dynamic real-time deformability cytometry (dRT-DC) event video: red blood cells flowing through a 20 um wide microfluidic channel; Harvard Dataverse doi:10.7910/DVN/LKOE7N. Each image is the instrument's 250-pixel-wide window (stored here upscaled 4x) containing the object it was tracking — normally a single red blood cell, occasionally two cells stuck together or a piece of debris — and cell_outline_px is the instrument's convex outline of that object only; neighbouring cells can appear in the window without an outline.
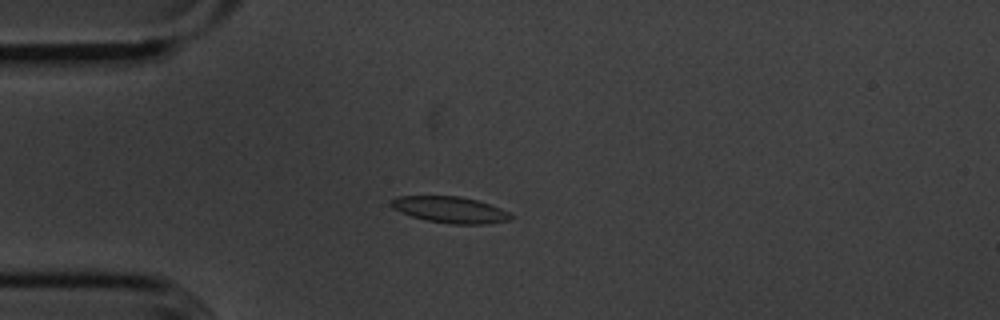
{"species": "common noctule bat (a hibernating species)", "species_latin": "Nyctalus noctula", "temperature_condition": "cold", "stored_images_in_passage": 45, "camera_frame_rate_fps": 3000, "um_per_image_px": 0.085, "animal": {"sex": "male", "body_mass_g": 20.1, "forearm_length_mm": 53.5}, "frame": {"image": 1, "passage_image": 4, "time_ms": 1.0, "image_size_px": [1000, 320], "cell_outline_px": [[512, 220], [484, 224], [452, 224], [428, 220], [412, 216], [400, 212], [392, 208], [388, 204], [396, 196], [460, 196], [476, 200], [500, 208], [508, 212], [512, 216]], "centroid_in_image_um": [38.24, 17.82], "position_along_channel_um": 46.8, "area_um2": 18.26}}
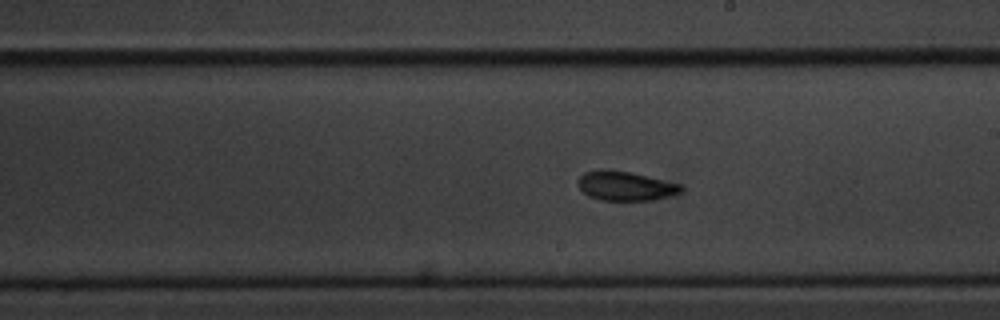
{"frame": {"image": 2, "passage_image": 21, "time_ms": 6.667, "image_size_px": [1000, 320], "cell_outline_px": [[684, 188], [680, 192], [652, 200], [600, 200], [588, 196], [580, 188], [576, 180], [584, 172], [600, 168], [608, 168], [632, 172], [680, 184]], "centroid_in_image_um": [53.1, 15.77], "position_along_channel_um": 235.9, "area_um2": 17.74}}
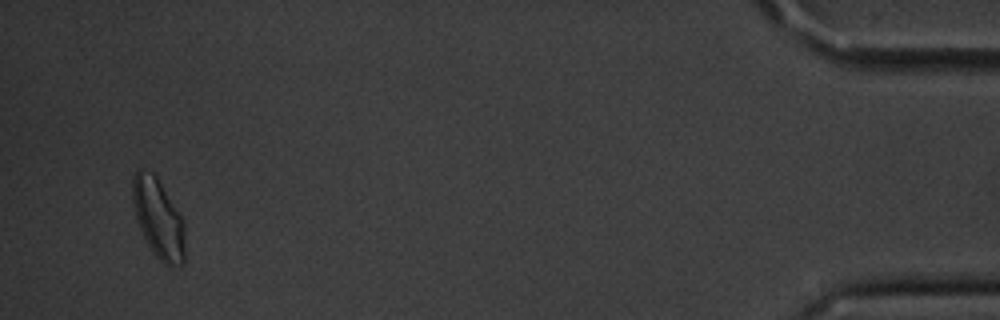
{"frame": {"image": 3, "passage_image": 43, "time_ms": 14.0, "image_size_px": [1000, 320], "cell_outline_px": [[184, 264], [168, 268], [152, 252], [136, 220], [132, 204], [132, 180], [136, 172], [140, 168], [152, 172], [156, 176], [180, 216], [184, 224]], "centroid_in_image_um": [13.44, 18.6], "position_along_channel_um": 421.8, "area_um2": 24.1}, "authors_computed_cell_mechanics": {"area_um2": 18.0914, "velocity_mm_per_s": 3.6009, "shape_relaxation_time_tau1_ms": 3.5743, "shape_relaxation_time_tau2_ms": 4.7714, "deformation_change_tau1": 0.1077, "deformation_change_tau2": 0.0858}}